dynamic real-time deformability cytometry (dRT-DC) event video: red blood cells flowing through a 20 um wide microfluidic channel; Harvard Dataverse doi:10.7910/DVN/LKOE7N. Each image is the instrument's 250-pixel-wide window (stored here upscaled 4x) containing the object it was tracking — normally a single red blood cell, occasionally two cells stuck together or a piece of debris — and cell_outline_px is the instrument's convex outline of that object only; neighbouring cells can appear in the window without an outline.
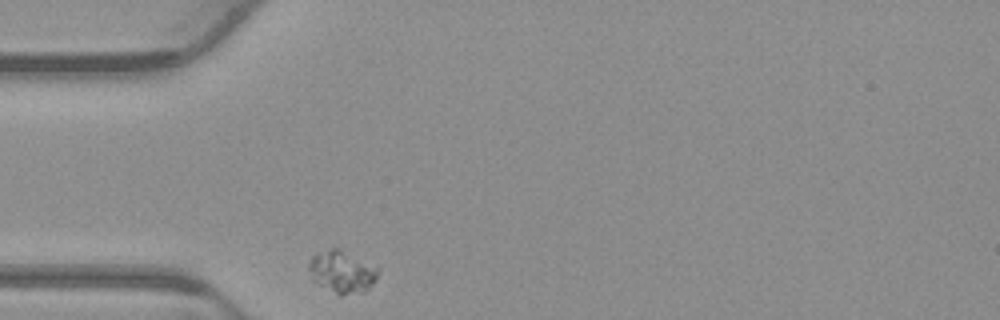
{"species": "common noctule bat (a hibernating species)", "species_latin": "Nyctalus noctula", "temperature_condition": "warm", "stored_images_in_passage": 31, "camera_frame_rate_fps": 3000, "um_per_image_px": 0.085, "animal": {"sex": "male", "body_mass_g": 23.1, "forearm_length_mm": 52.7}, "frame": {"image": 1, "passage_image": 1, "time_ms": 0.0, "image_size_px": [1000, 320], "cell_outline_px": [[380, 268], [376, 280], [364, 292], [340, 296], [312, 280], [308, 268], [308, 264], [312, 256], [332, 248], [340, 248]], "centroid_in_image_um": [29.09, 23.11], "position_along_channel_um": 55.9, "area_um2": 17.05}}
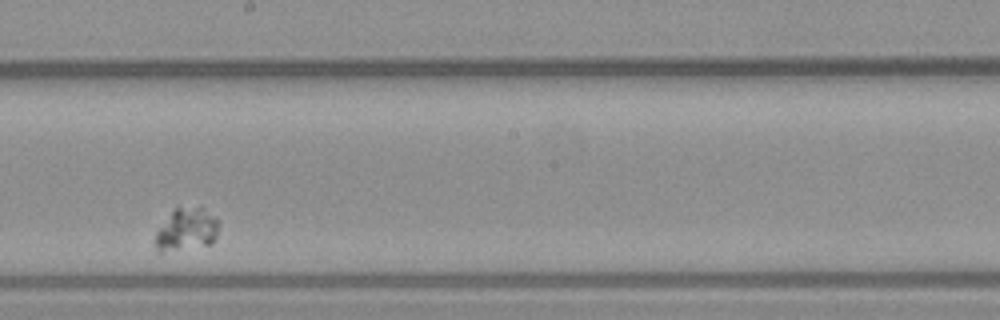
{"frame": {"image": 2, "passage_image": 18, "time_ms": 5.667, "image_size_px": [1000, 320], "cell_outline_px": [[220, 224], [216, 236], [212, 244], [160, 252], [156, 252], [156, 232], [172, 212], [176, 208], [204, 208], [216, 216]], "centroid_in_image_um": [15.9, 19.52], "position_along_channel_um": 232.3, "area_um2": 15.49}}
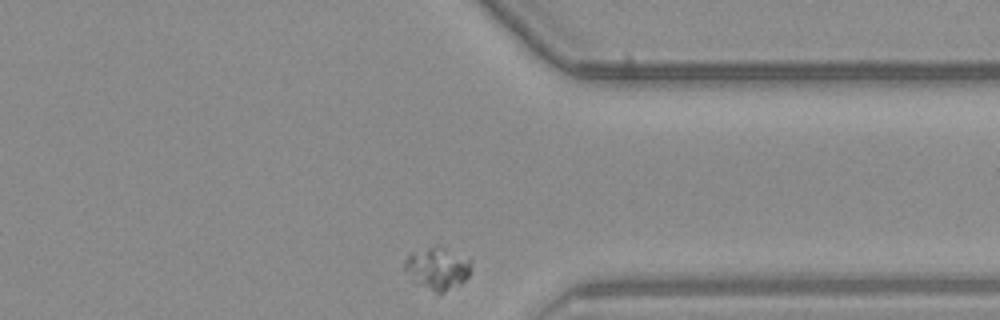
{"frame": {"image": 3, "passage_image": 31, "time_ms": 10.0, "image_size_px": [1000, 320], "cell_outline_px": [[472, 260], [468, 276], [460, 284], [444, 292], [436, 292], [420, 284], [404, 268], [404, 260], [412, 252], [436, 244]], "centroid_in_image_um": [37.21, 22.77], "position_along_channel_um": 374.2, "area_um2": 15.95}}